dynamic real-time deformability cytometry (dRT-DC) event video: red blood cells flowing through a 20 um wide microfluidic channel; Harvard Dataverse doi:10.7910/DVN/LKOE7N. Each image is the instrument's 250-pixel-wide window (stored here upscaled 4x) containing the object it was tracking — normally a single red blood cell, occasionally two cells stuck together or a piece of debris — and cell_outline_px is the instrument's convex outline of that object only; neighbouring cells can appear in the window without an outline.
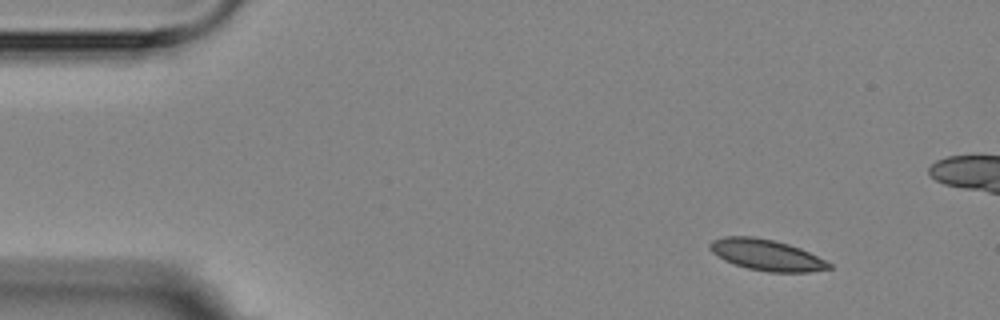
{"species": "Egyptian fruit bat (a non-hibernating species)", "species_latin": "Rousettus aegyptiacus", "temperature_condition": "room temperature", "stored_images_in_passage": 5, "camera_frame_rate_fps": 3000, "um_per_image_px": 0.085, "animal": {"sex": "female"}, "frame": {"image": 1, "passage_image": 1, "time_ms": 0.0, "image_size_px": [1000, 320], "cell_outline_px": [[832, 268], [808, 272], [768, 272], [748, 268], [724, 260], [712, 252], [708, 248], [708, 244], [712, 240], [724, 236], [752, 236], [772, 240], [788, 244], [800, 248], [832, 264]], "centroid_in_image_um": [65.12, 21.66], "position_along_channel_um": 19.9, "area_um2": 21.39}}